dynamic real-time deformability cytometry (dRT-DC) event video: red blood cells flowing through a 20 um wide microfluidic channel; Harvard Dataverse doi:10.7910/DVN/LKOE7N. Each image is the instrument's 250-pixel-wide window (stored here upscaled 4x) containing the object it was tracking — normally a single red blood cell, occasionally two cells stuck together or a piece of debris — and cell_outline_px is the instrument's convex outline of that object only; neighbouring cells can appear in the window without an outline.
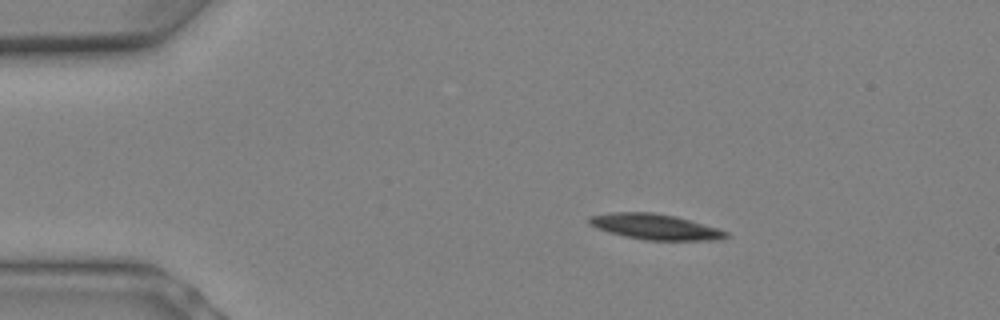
{"species": "Egyptian fruit bat (a non-hibernating species)", "species_latin": "Rousettus aegyptiacus", "temperature_condition": "warm", "stored_images_in_passage": 11, "camera_frame_rate_fps": 3000, "um_per_image_px": 0.085, "animal": {"sex": "female"}, "frame": {"image": 1, "passage_image": 4, "time_ms": 1.0, "image_size_px": [1000, 320], "cell_outline_px": [[728, 236], [720, 240], [644, 240], [624, 236], [608, 232], [596, 228], [588, 224], [588, 216], [612, 212], [652, 212], [676, 216], [716, 228], [728, 232]], "centroid_in_image_um": [55.63, 19.27], "position_along_channel_um": 29.4, "area_um2": 20.4}}
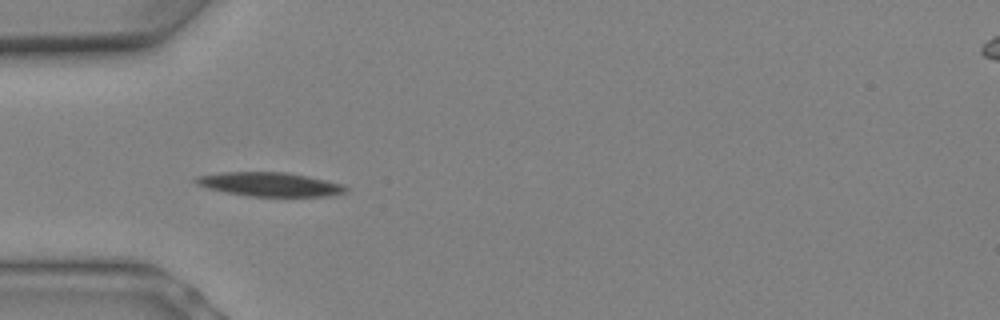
{"frame": {"image": 2, "passage_image": 7, "time_ms": 2.0, "image_size_px": [1000, 320], "cell_outline_px": [[348, 188], [344, 192], [332, 196], [248, 196], [208, 188], [196, 184], [192, 180], [196, 176], [220, 172], [288, 172], [308, 176], [344, 184]], "centroid_in_image_um": [22.93, 15.66], "position_along_channel_um": 62.1, "area_um2": 20.98}}